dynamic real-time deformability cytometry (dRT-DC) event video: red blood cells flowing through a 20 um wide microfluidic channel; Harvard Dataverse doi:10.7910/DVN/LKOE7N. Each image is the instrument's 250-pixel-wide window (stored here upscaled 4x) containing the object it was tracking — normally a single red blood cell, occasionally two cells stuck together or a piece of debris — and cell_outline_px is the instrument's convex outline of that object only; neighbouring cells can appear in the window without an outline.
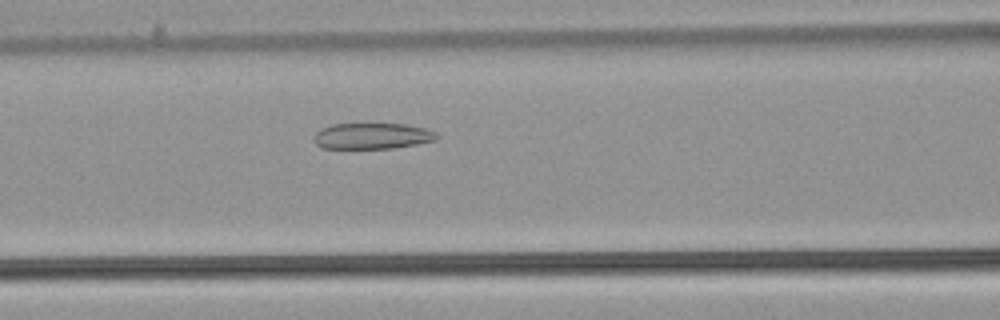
{"species": "common noctule bat (a hibernating species)", "species_latin": "Nyctalus noctula", "temperature_condition": "warm", "stored_images_in_passage": 48, "camera_frame_rate_fps": 3000, "um_per_image_px": 0.085, "animal": {"sex": "male", "body_mass_g": 21.5, "forearm_length_mm": 52.0}, "frame": {"image": 1, "passage_image": 18, "time_ms": 5.667, "image_size_px": [1000, 320], "cell_outline_px": [[440, 136], [436, 140], [416, 144], [392, 148], [320, 148], [316, 144], [316, 132], [320, 128], [332, 124], [404, 124], [424, 128], [436, 132]], "centroid_in_image_um": [31.66, 11.56], "position_along_channel_um": 134.9, "area_um2": 18.5}}
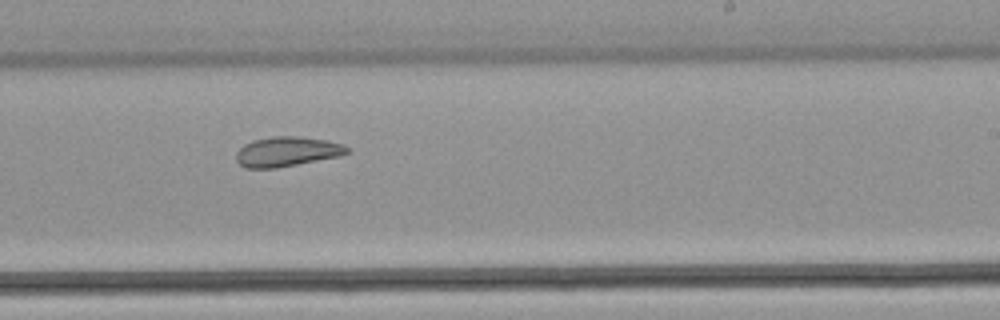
{"frame": {"image": 2, "passage_image": 28, "time_ms": 9.0, "image_size_px": [1000, 320], "cell_outline_px": [[352, 152], [340, 156], [276, 168], [244, 168], [236, 160], [236, 152], [244, 144], [252, 140], [272, 136], [300, 136], [324, 140], [344, 144]], "centroid_in_image_um": [24.39, 12.88], "position_along_channel_um": 264.6, "area_um2": 19.36}}
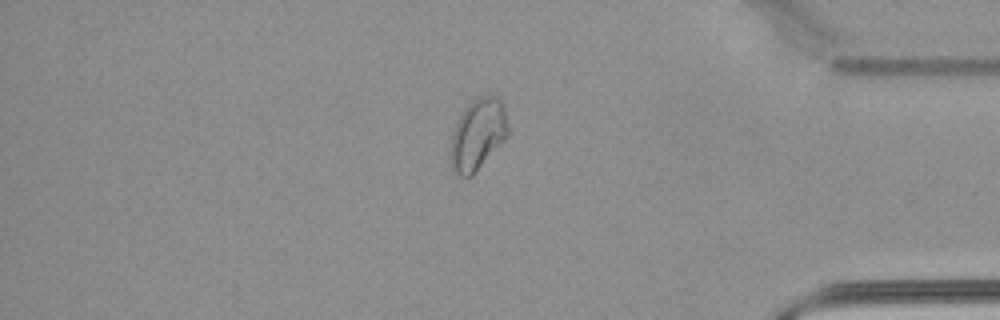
{"frame": {"image": 3, "passage_image": 40, "time_ms": 13.0, "image_size_px": [1000, 320], "cell_outline_px": [[508, 136], [472, 176], [460, 176], [452, 172], [452, 132], [464, 108], [472, 100], [488, 92], [492, 92], [500, 100], [504, 108], [508, 128]], "centroid_in_image_um": [40.63, 11.38], "position_along_channel_um": 394.6, "area_um2": 23.76}, "authors_computed_cell_mechanics": {"area_um2": 22.3397, "velocity_mm_per_s": 3.8966, "shape_relaxation_time_tau1_ms": null, "shape_relaxation_time_tau2_ms": 3.0561, "deformation_change_tau1": null, "deformation_change_tau2": 0.085}}